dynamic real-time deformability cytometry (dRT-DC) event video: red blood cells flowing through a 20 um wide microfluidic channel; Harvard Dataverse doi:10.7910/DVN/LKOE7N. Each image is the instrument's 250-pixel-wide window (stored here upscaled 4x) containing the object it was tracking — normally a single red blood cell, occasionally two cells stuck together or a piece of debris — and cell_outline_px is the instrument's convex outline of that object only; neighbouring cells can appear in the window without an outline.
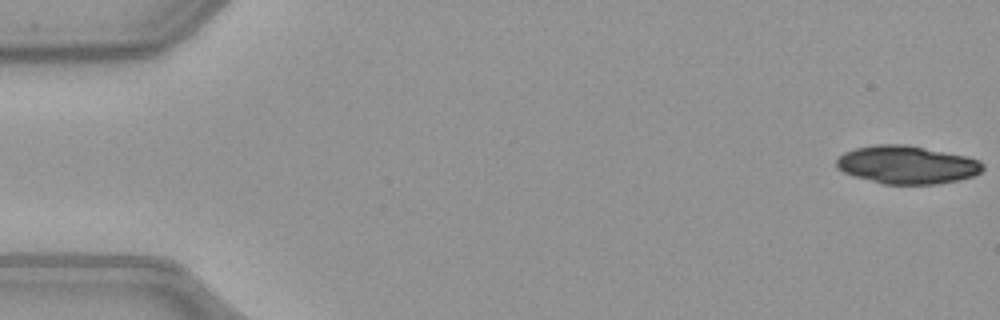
{"species": "common noctule bat (a hibernating species)", "species_latin": "Nyctalus noctula", "temperature_condition": "warm", "stored_images_in_passage": 50, "camera_frame_rate_fps": 3000, "um_per_image_px": 0.085, "animal": {"sex": "female", "body_mass_g": 21.9}, "frame": {"image": 1, "passage_image": 1, "time_ms": 0.0, "image_size_px": [1000, 320], "cell_outline_px": [[984, 168], [980, 172], [972, 176], [960, 180], [936, 184], [884, 184], [852, 176], [836, 168], [836, 160], [844, 152], [856, 148], [876, 144], [904, 144], [964, 156], [980, 160], [984, 164]], "centroid_in_image_um": [77.07, 14.01], "position_along_channel_um": 7.9, "area_um2": 32.37}}
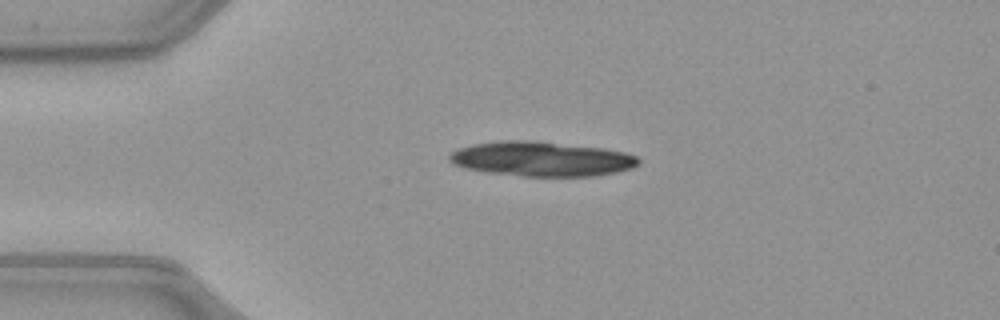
{"frame": {"image": 2, "passage_image": 12, "time_ms": 3.667, "image_size_px": [1000, 320], "cell_outline_px": [[640, 164], [632, 168], [616, 172], [592, 176], [524, 176], [484, 172], [464, 168], [452, 164], [448, 160], [448, 156], [452, 152], [460, 148], [472, 144], [500, 140], [536, 140], [604, 148], [624, 152], [636, 156], [640, 160]], "centroid_in_image_um": [46.01, 13.5], "position_along_channel_um": 39.0, "area_um2": 38.55}}
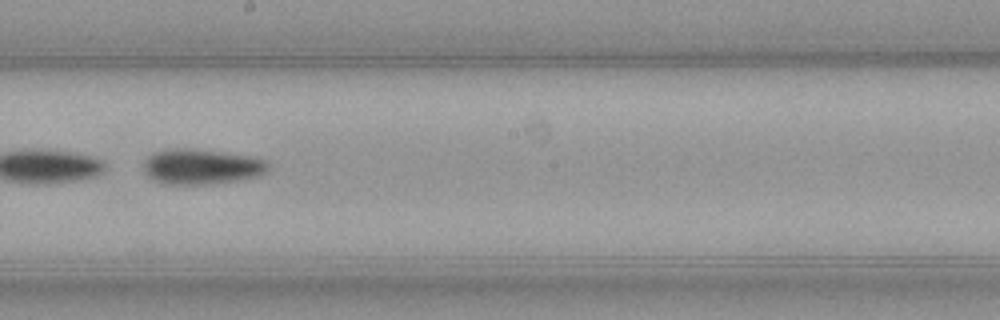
{"frame": {"image": 3, "passage_image": 29, "time_ms": 9.333, "image_size_px": [1000, 320], "cell_outline_px": [[272, 168], [260, 176], [240, 180], [204, 184], [168, 184], [152, 180], [144, 172], [144, 160], [152, 152], [172, 148], [192, 148], [256, 156], [268, 160]], "centroid_in_image_um": [17.19, 14.15], "position_along_channel_um": 231.0, "area_um2": 26.24}}